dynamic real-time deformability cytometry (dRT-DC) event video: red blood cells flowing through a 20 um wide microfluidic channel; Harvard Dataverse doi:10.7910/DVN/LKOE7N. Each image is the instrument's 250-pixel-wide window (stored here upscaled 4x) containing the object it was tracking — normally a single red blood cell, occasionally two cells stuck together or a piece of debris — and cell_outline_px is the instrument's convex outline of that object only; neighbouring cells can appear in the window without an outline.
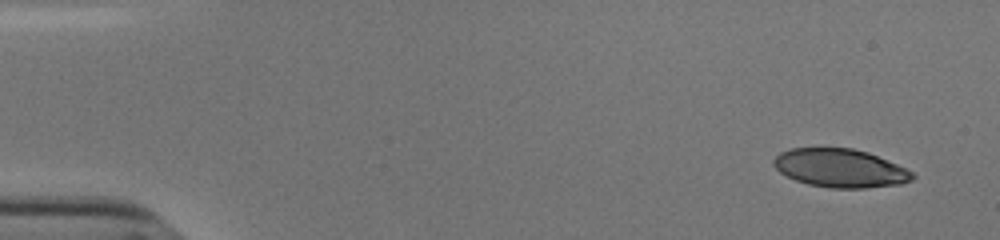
{"species": "human", "species_latin": "Homo sapiens", "temperature_condition": "cold", "stored_images_in_passage": 51, "camera_frame_rate_fps": 3000, "um_per_image_px": 0.085, "donor": {"sex": "male"}, "frame": {"image": 1, "passage_image": 1, "time_ms": 0.0, "image_size_px": [1000, 240], "cell_outline_px": [[916, 176], [912, 180], [900, 184], [864, 188], [828, 188], [808, 184], [796, 180], [780, 172], [772, 164], [772, 160], [780, 152], [792, 148], [852, 148], [868, 152], [896, 164], [912, 172]], "centroid_in_image_um": [71.4, 14.29], "position_along_channel_um": 13.6, "area_um2": 30.98}}
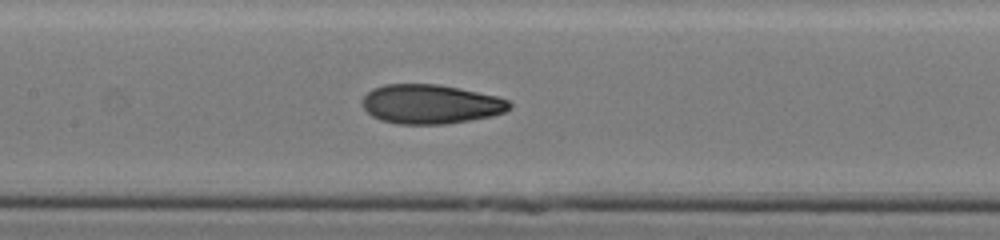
{"frame": {"image": 2, "passage_image": 24, "time_ms": 7.667, "image_size_px": [1000, 240], "cell_outline_px": [[512, 108], [504, 112], [492, 116], [444, 124], [396, 124], [380, 120], [372, 116], [364, 108], [364, 96], [372, 88], [384, 84], [436, 84], [460, 88], [496, 96], [508, 100], [512, 104]], "centroid_in_image_um": [36.61, 8.85], "position_along_channel_um": 170.8, "area_um2": 33.64}}
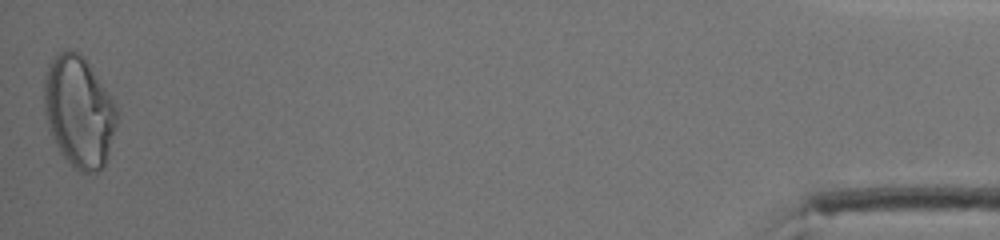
{"frame": {"image": 3, "passage_image": 51, "time_ms": 16.667, "image_size_px": [1000, 240], "cell_outline_px": [[120, 112], [104, 168], [96, 172], [80, 172], [60, 152], [48, 128], [44, 112], [44, 76], [48, 64], [60, 52], [68, 48], [80, 52], [84, 56], [116, 104]], "centroid_in_image_um": [6.72, 9.46], "position_along_channel_um": 428.5, "area_um2": 47.45}, "authors_computed_cell_mechanics": {"area_um2": 33.6396, "velocity_mm_per_s": 3.8428, "shape_relaxation_time_tau1_ms": 7.2928, "shape_relaxation_time_tau2_ms": 1.5957, "deformation_change_tau1": 0.2103, "deformation_change_tau2": 0.0766}}